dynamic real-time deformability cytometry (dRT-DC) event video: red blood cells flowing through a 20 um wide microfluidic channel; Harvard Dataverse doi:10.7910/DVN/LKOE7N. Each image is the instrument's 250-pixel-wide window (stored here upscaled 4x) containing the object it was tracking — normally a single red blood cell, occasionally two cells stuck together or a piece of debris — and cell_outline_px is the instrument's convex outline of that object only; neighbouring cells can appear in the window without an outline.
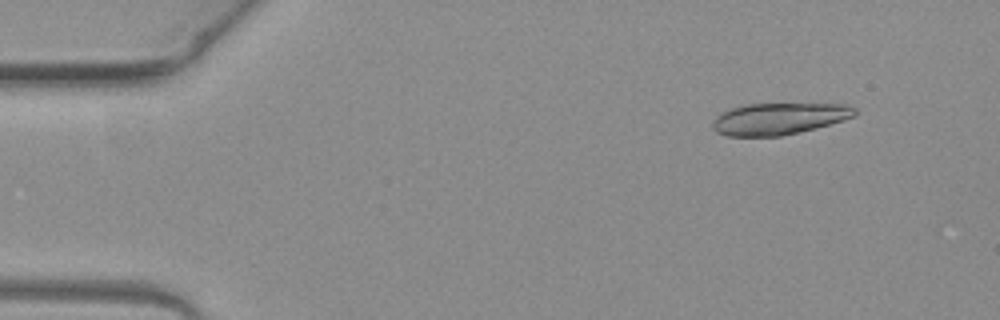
{"species": "common noctule bat (a hibernating species)", "species_latin": "Nyctalus noctula", "temperature_condition": "warm", "stored_images_in_passage": 15, "camera_frame_rate_fps": 3000, "um_per_image_px": 0.085, "animal": {"sex": "female", "body_mass_g": 19.3, "forearm_length_mm": 54.1}, "frame": {"image": 1, "passage_image": 3, "time_ms": 0.667, "image_size_px": [1000, 320], "cell_outline_px": [[856, 116], [844, 120], [816, 128], [800, 132], [780, 136], [728, 136], [716, 132], [712, 128], [712, 120], [720, 112], [728, 108], [744, 104], [848, 104], [856, 108]], "centroid_in_image_um": [66.18, 10.08], "position_along_channel_um": 18.8, "area_um2": 26.59}}